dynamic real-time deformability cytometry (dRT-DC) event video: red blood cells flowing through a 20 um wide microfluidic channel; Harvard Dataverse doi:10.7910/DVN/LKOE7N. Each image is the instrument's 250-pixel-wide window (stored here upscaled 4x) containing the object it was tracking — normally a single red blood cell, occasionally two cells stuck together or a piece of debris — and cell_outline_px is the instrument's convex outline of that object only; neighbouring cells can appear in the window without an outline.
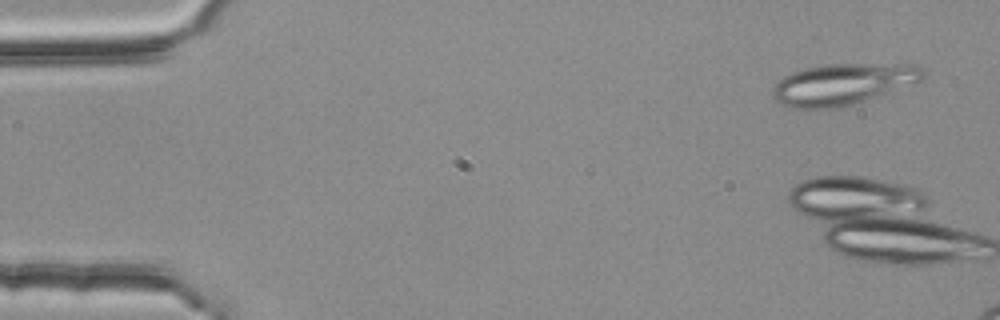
{"species": "common noctule bat (a hibernating species)", "species_latin": "Nyctalus noctula", "temperature_condition": "room temperature", "stored_images_in_passage": 4, "camera_frame_rate_fps": 3000, "um_per_image_px": 0.085, "animal": {"sex": "female", "body_mass_g": 25.1}, "frame": {"image": 1, "passage_image": 1, "time_ms": 0.0, "image_size_px": [1000, 320], "cell_outline_px": [[924, 76], [920, 80], [912, 84], [852, 104], [836, 108], [788, 108], [780, 104], [772, 96], [772, 88], [784, 76], [792, 72], [808, 68], [828, 64], [920, 64], [924, 72]], "centroid_in_image_um": [71.62, 7.15], "position_along_channel_um": 13.4, "area_um2": 35.84}}